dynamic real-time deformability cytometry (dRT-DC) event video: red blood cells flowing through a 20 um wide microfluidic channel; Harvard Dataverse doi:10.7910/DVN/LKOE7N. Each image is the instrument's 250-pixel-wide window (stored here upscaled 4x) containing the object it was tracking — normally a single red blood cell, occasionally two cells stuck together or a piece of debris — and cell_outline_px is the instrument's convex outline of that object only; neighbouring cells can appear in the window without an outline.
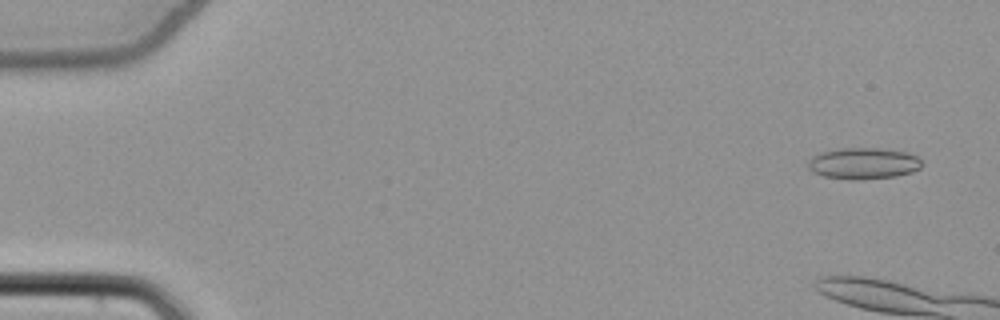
{"species": "common noctule bat (a hibernating species)", "species_latin": "Nyctalus noctula", "temperature_condition": "cold", "stored_images_in_passage": 12, "camera_frame_rate_fps": 3000, "um_per_image_px": 0.085, "animal": {"sex": "female", "body_mass_g": 22.7, "forearm_length_mm": 54.2}, "frame": {"image": 1, "passage_image": 3, "time_ms": 0.667, "image_size_px": [1000, 320], "cell_outline_px": [[924, 164], [920, 168], [912, 172], [896, 176], [864, 180], [848, 180], [824, 176], [812, 172], [808, 168], [808, 160], [812, 156], [820, 152], [840, 148], [880, 148], [908, 152], [916, 156]], "centroid_in_image_um": [73.38, 13.89], "position_along_channel_um": 11.6, "area_um2": 21.15}}